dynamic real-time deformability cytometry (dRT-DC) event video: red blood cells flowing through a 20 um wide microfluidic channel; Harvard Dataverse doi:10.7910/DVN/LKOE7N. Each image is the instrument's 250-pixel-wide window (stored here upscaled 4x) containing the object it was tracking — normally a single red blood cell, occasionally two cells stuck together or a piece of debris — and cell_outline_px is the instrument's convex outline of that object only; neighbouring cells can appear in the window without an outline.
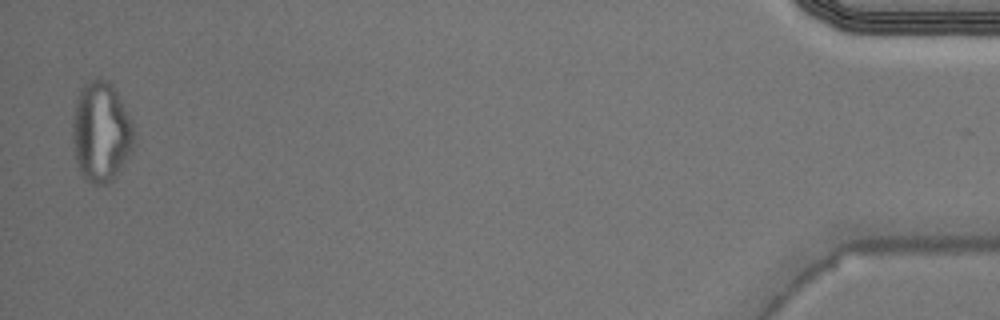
{"species": "Egyptian fruit bat (a non-hibernating species)", "species_latin": "Rousettus aegyptiacus", "temperature_condition": "warm", "stored_images_in_passage": 32, "segment_of_instrument_passage": [2, 2], "camera_frame_rate_fps": 3000, "um_per_image_px": 0.085, "animal": {"sex": "male"}, "frame": {"image": 1, "passage_image": 32, "time_ms": 10.333, "image_size_px": [1000, 320], "cell_outline_px": [[136, 132], [132, 152], [112, 180], [104, 184], [96, 184], [84, 180], [80, 172], [76, 160], [72, 136], [72, 124], [76, 100], [84, 84], [96, 76], [108, 80], [112, 84], [132, 120]], "centroid_in_image_um": [8.61, 11.2], "position_along_channel_um": 426.6, "area_um2": 36.18}}